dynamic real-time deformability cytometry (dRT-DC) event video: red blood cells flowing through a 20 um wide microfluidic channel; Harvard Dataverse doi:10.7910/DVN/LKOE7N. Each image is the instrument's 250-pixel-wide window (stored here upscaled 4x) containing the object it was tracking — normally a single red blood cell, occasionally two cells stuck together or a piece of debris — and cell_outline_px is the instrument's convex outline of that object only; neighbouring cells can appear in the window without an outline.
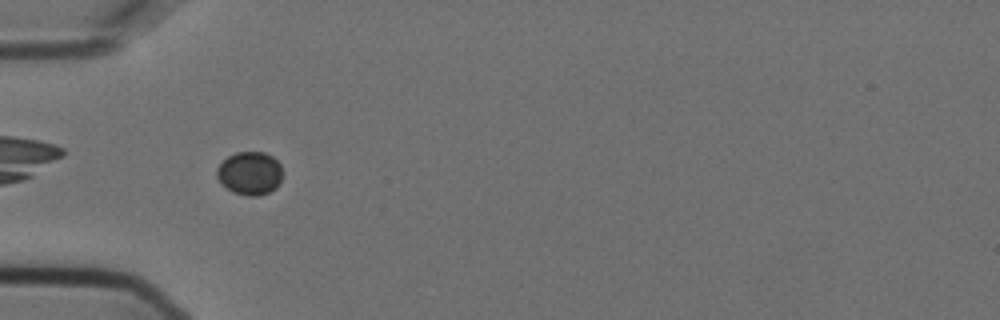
{"species": "Egyptian fruit bat (a non-hibernating species)", "species_latin": "Rousettus aegyptiacus", "temperature_condition": "cold", "stored_images_in_passage": 1, "camera_frame_rate_fps": 3000, "um_per_image_px": 0.085, "animal": {"sex": "female"}, "frame": {"image": 1, "passage_image": 1, "time_ms": 0.0, "image_size_px": [1000, 320], "cell_outline_px": [[280, 184], [276, 188], [260, 196], [248, 196], [232, 192], [220, 184], [216, 176], [216, 168], [228, 156], [236, 152], [264, 152], [272, 156], [280, 164]], "centroid_in_image_um": [21.2, 14.74], "position_along_channel_um": 63.8, "area_um2": 16.65}}